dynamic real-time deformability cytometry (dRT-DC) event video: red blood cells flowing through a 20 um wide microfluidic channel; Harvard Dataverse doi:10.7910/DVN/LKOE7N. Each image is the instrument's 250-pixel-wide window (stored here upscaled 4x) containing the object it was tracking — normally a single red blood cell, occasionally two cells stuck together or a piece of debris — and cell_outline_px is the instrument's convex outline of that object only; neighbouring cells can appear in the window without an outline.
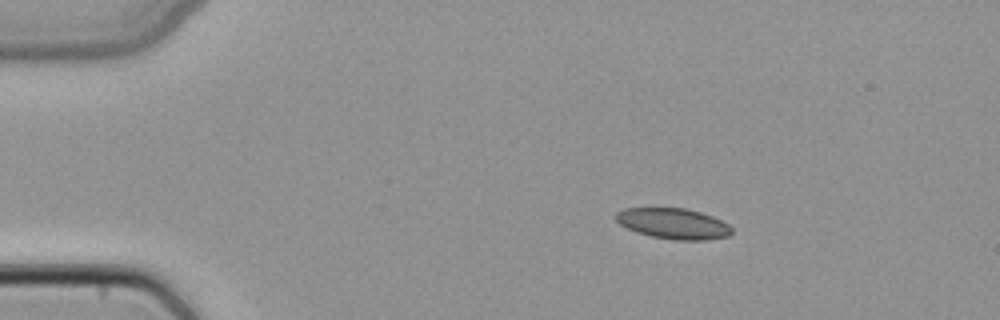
{"species": "common noctule bat (a hibernating species)", "species_latin": "Nyctalus noctula", "temperature_condition": "cold", "stored_images_in_passage": 3, "camera_frame_rate_fps": 3000, "um_per_image_px": 0.085, "animal": {"sex": "female", "body_mass_g": 22.7, "forearm_length_mm": 54.2}, "frame": {"image": 1, "passage_image": 2, "time_ms": 0.333, "image_size_px": [1000, 320], "cell_outline_px": [[732, 232], [728, 236], [708, 240], [676, 240], [652, 236], [636, 232], [620, 224], [616, 220], [616, 212], [624, 208], [684, 208], [700, 212], [712, 216], [728, 224], [732, 228]], "centroid_in_image_um": [57.24, 19.0], "position_along_channel_um": 27.8, "area_um2": 20.63}}